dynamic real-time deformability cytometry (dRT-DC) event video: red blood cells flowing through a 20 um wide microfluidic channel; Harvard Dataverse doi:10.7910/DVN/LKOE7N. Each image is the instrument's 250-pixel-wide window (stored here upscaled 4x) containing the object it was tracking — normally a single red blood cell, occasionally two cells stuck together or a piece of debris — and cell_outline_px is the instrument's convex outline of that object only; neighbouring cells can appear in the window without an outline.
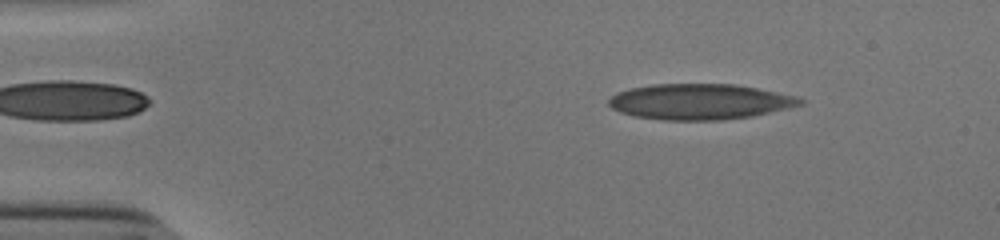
{"species": "human", "species_latin": "Homo sapiens", "temperature_condition": "cold", "stored_images_in_passage": 51, "camera_frame_rate_fps": 3000, "um_per_image_px": 0.085, "donor": {"sex": "male"}, "frame": {"image": 1, "passage_image": 6, "time_ms": 1.667, "image_size_px": [1000, 240], "cell_outline_px": [[804, 104], [788, 108], [752, 116], [720, 120], [664, 120], [632, 116], [620, 112], [612, 108], [608, 104], [608, 100], [616, 92], [628, 88], [652, 84], [732, 84], [756, 88], [800, 96], [804, 100]], "centroid_in_image_um": [59.47, 8.64], "position_along_channel_um": 25.5, "area_um2": 40.0}}
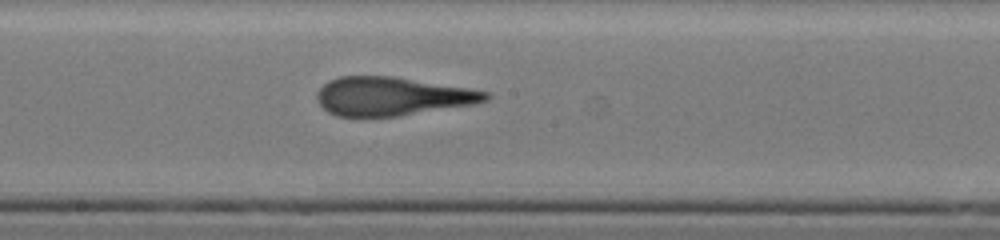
{"frame": {"image": 2, "passage_image": 27, "time_ms": 8.667, "image_size_px": [1000, 240], "cell_outline_px": [[492, 96], [488, 100], [472, 104], [396, 116], [336, 116], [328, 112], [316, 100], [316, 92], [328, 80], [340, 76], [392, 76], [488, 92]], "centroid_in_image_um": [33.25, 8.18], "position_along_channel_um": 214.9, "area_um2": 37.34}}
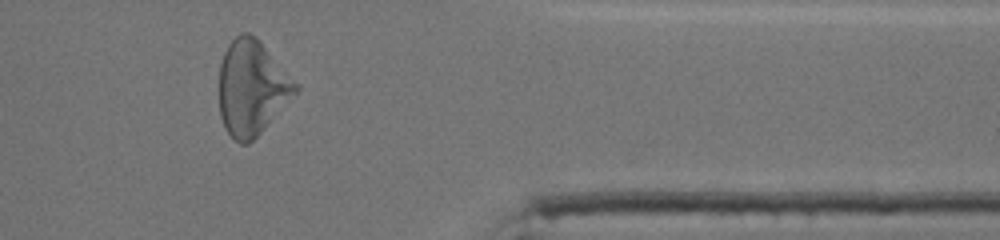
{"frame": {"image": 3, "passage_image": 42, "time_ms": 13.667, "image_size_px": [1000, 240], "cell_outline_px": [[300, 88], [260, 132], [248, 144], [240, 144], [224, 128], [220, 116], [220, 64], [224, 52], [228, 44], [240, 32], [248, 32], [256, 36]], "centroid_in_image_um": [21.37, 7.44], "position_along_channel_um": 390.0, "area_um2": 41.44}, "authors_computed_cell_mechanics": {"area_um2": 39.593, "velocity_mm_per_s": 3.8505, "shape_relaxation_time_tau1_ms": 9.4415, "shape_relaxation_time_tau2_ms": 1.5862, "deformation_change_tau1": 0.3052, "deformation_change_tau2": 0.1279}}